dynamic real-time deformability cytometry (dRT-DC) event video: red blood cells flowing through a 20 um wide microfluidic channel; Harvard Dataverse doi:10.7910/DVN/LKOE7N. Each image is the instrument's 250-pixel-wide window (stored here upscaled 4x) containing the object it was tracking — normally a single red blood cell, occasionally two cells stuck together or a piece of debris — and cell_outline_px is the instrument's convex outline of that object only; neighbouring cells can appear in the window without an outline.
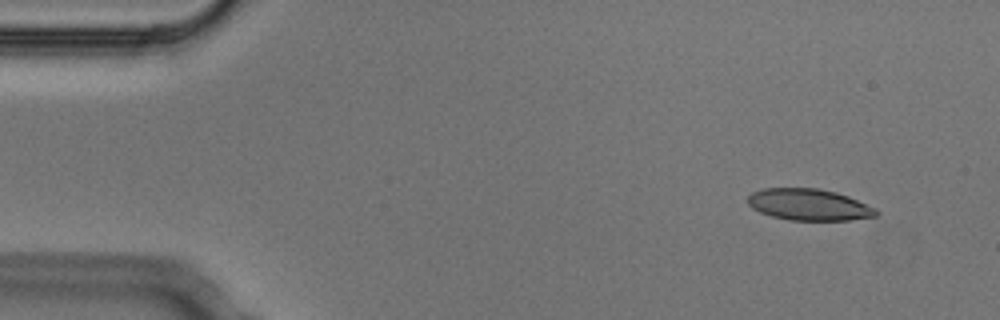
{"species": "Egyptian fruit bat (a non-hibernating species)", "species_latin": "Rousettus aegyptiacus", "temperature_condition": "cold", "stored_images_in_passage": 4, "camera_frame_rate_fps": 3000, "um_per_image_px": 0.085, "animal": {"sex": "male"}, "frame": {"image": 1, "passage_image": 1, "time_ms": 0.0, "image_size_px": [1000, 320], "cell_outline_px": [[880, 212], [876, 216], [852, 220], [788, 220], [772, 216], [760, 212], [752, 208], [748, 204], [748, 196], [752, 192], [764, 188], [816, 188], [836, 192], [848, 196], [876, 208]], "centroid_in_image_um": [68.77, 17.4], "position_along_channel_um": 16.2, "area_um2": 23.64}}
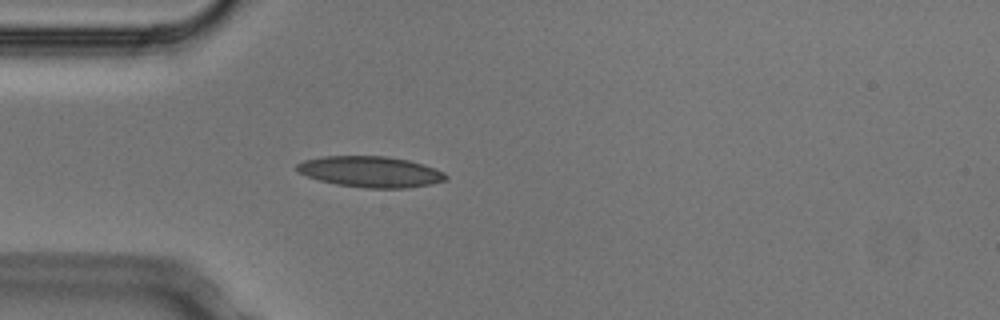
{"frame": {"image": 2, "passage_image": 4, "time_ms": 1.0, "image_size_px": [1000, 320], "cell_outline_px": [[448, 176], [444, 180], [432, 184], [404, 188], [364, 188], [336, 184], [320, 180], [296, 172], [296, 164], [304, 160], [324, 156], [384, 156], [408, 160], [424, 164], [436, 168], [444, 172]], "centroid_in_image_um": [31.49, 14.59], "position_along_channel_um": 53.5, "area_um2": 26.88}}